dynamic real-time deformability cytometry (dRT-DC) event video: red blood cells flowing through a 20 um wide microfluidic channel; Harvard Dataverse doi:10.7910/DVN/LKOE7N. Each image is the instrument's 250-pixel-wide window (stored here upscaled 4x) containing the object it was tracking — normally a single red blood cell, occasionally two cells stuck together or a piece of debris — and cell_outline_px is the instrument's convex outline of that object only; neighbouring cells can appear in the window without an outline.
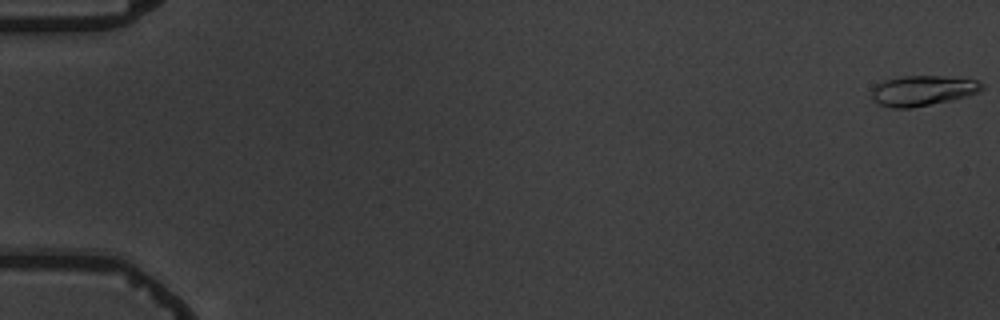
{"species": "common noctule bat (a hibernating species)", "species_latin": "Nyctalus noctula", "temperature_condition": "warm", "stored_images_in_passage": 5, "camera_frame_rate_fps": 3000, "um_per_image_px": 0.085, "animal": {"sex": "male", "body_mass_g": 19.5, "forearm_length_mm": 54.6}, "frame": {"image": 1, "passage_image": 1, "time_ms": 0.0, "image_size_px": [1000, 320], "cell_outline_px": [[984, 88], [980, 92], [952, 100], [912, 108], [892, 108], [880, 104], [872, 96], [872, 88], [876, 84], [884, 80], [904, 76], [940, 76], [980, 80], [984, 84]], "centroid_in_image_um": [78.47, 7.7], "position_along_channel_um": 6.5, "area_um2": 19.48}}